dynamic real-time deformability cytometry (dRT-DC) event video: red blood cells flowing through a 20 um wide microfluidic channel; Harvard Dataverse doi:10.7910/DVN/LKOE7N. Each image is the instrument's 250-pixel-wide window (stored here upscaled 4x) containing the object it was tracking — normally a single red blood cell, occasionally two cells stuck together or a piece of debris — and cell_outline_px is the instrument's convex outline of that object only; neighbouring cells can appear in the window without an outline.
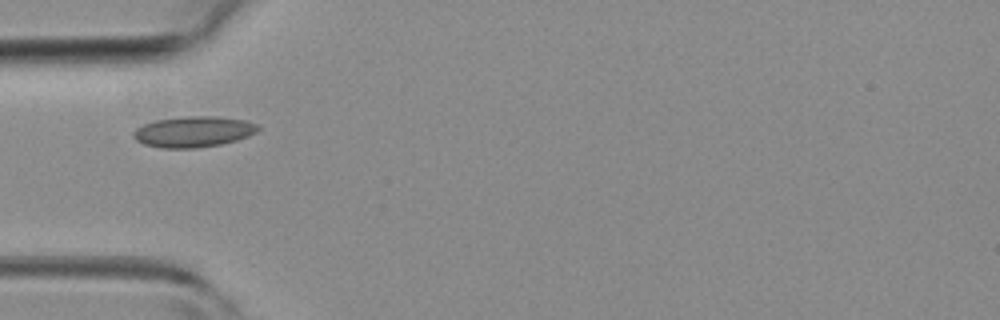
{"species": "common noctule bat (a hibernating species)", "species_latin": "Nyctalus noctula", "temperature_condition": "room temperature", "stored_images_in_passage": 4, "camera_frame_rate_fps": 3000, "um_per_image_px": 0.085, "animal": {"sex": "female", "body_mass_g": 19.3, "forearm_length_mm": 54.1}, "frame": {"image": 1, "passage_image": 3, "time_ms": 3.333, "image_size_px": [1000, 320], "cell_outline_px": [[260, 128], [256, 132], [248, 136], [236, 140], [220, 144], [196, 148], [160, 148], [144, 144], [136, 140], [132, 136], [132, 132], [136, 128], [144, 124], [156, 120], [184, 116], [216, 116], [248, 120], [260, 124]], "centroid_in_image_um": [16.46, 11.18], "position_along_channel_um": 68.5, "area_um2": 22.6}}
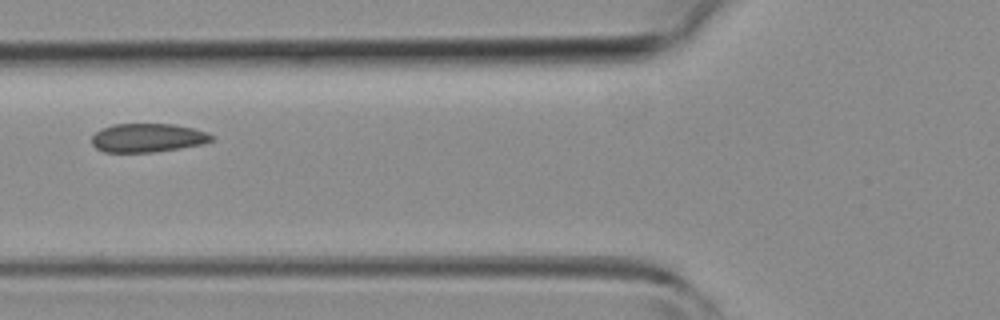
{"frame": {"image": 2, "passage_image": 4, "time_ms": 4.333, "image_size_px": [1000, 320], "cell_outline_px": [[212, 140], [204, 144], [180, 148], [152, 152], [104, 152], [96, 148], [92, 144], [92, 136], [100, 128], [112, 124], [172, 124], [192, 128], [208, 132], [212, 136]], "centroid_in_image_um": [12.53, 11.71], "position_along_channel_um": 113.3, "area_um2": 20.06}}